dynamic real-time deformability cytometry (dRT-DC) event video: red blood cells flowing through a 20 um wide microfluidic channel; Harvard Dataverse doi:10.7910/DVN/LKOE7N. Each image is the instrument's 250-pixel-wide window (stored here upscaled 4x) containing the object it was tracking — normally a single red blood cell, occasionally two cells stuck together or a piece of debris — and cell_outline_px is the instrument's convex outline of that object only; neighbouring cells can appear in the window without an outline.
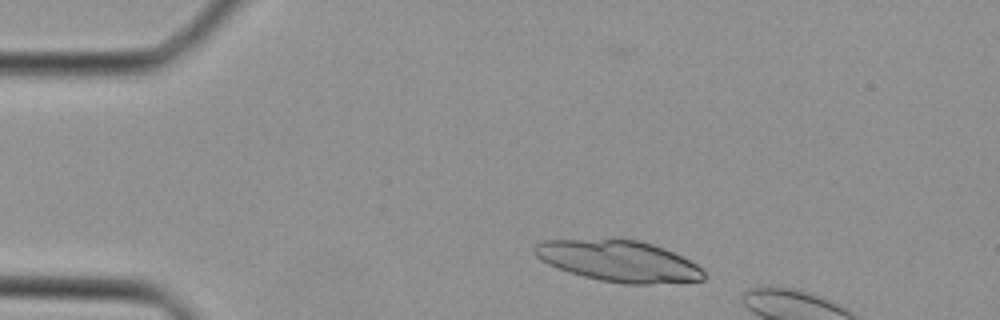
{"species": "Egyptian fruit bat (a non-hibernating species)", "species_latin": "Rousettus aegyptiacus", "temperature_condition": "cold", "stored_images_in_passage": 4, "camera_frame_rate_fps": 3000, "um_per_image_px": 0.085, "animal": {"sex": "female"}, "frame": {"image": 1, "passage_image": 1, "time_ms": 0.0, "image_size_px": [1000, 320], "cell_outline_px": [[704, 280], [648, 284], [624, 284], [600, 280], [568, 272], [548, 264], [536, 256], [532, 252], [532, 248], [536, 244], [544, 240], [612, 236], [636, 240], [652, 244], [664, 248], [696, 264], [704, 272]], "centroid_in_image_um": [52.5, 22.14], "position_along_channel_um": 32.5, "area_um2": 41.38}}